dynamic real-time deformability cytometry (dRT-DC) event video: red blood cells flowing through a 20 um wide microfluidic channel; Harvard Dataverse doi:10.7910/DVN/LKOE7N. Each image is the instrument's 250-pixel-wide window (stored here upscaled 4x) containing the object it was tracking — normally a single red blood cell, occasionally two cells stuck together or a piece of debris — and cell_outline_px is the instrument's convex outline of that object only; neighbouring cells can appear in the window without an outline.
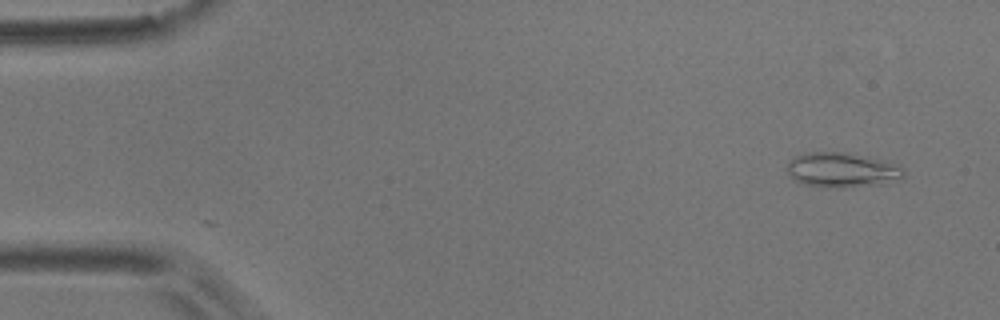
{"species": "common noctule bat (a hibernating species)", "species_latin": "Nyctalus noctula", "temperature_condition": "room temperature", "stored_images_in_passage": 2, "camera_frame_rate_fps": 3000, "um_per_image_px": 0.085, "animal": {"sex": "male", "body_mass_g": 17.9}, "frame": {"image": 1, "passage_image": 2, "time_ms": 1.0, "image_size_px": [1000, 320], "cell_outline_px": [[904, 176], [900, 180], [880, 184], [840, 188], [828, 188], [804, 184], [796, 180], [784, 168], [788, 160], [804, 152], [844, 152], [900, 164], [904, 168]], "centroid_in_image_um": [71.57, 14.45], "position_along_channel_um": 13.4, "area_um2": 23.93}}